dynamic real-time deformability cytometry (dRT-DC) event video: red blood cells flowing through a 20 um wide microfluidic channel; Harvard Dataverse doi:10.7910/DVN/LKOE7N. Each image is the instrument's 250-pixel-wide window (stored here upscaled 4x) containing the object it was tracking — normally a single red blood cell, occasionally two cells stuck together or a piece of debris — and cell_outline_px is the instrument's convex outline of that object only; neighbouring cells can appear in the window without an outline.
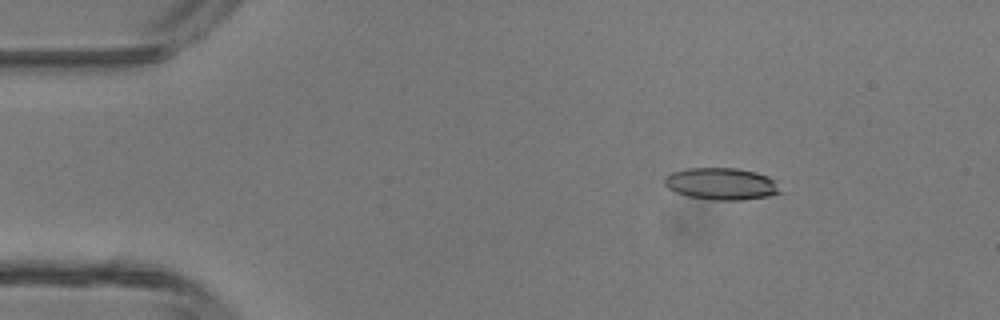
{"species": "common noctule bat (a hibernating species)", "species_latin": "Nyctalus noctula", "temperature_condition": "room temperature", "stored_images_in_passage": 4, "camera_frame_rate_fps": 3000, "um_per_image_px": 0.085, "animal": {"sex": "male", "body_mass_g": 13.3}, "frame": {"image": 1, "passage_image": 2, "time_ms": 0.333, "image_size_px": [1000, 320], "cell_outline_px": [[784, 192], [768, 196], [740, 200], [712, 200], [688, 196], [676, 192], [668, 188], [664, 184], [664, 176], [672, 172], [684, 168], [736, 168], [756, 172], [768, 176], [776, 180]], "centroid_in_image_um": [61.34, 15.62], "position_along_channel_um": 23.7, "area_um2": 21.85}}
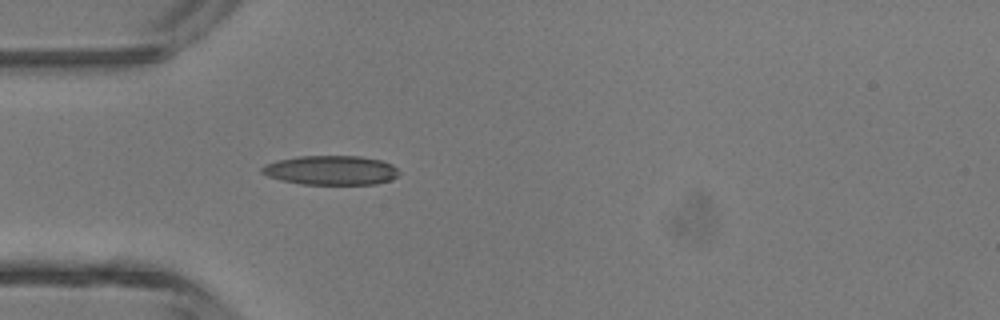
{"frame": {"image": 2, "passage_image": 4, "time_ms": 1.0, "image_size_px": [1000, 320], "cell_outline_px": [[400, 172], [392, 180], [376, 184], [300, 184], [280, 180], [268, 176], [260, 172], [260, 168], [264, 164], [296, 156], [360, 156], [380, 160], [392, 164]], "centroid_in_image_um": [28.12, 14.47], "position_along_channel_um": 56.9, "area_um2": 23.52}}